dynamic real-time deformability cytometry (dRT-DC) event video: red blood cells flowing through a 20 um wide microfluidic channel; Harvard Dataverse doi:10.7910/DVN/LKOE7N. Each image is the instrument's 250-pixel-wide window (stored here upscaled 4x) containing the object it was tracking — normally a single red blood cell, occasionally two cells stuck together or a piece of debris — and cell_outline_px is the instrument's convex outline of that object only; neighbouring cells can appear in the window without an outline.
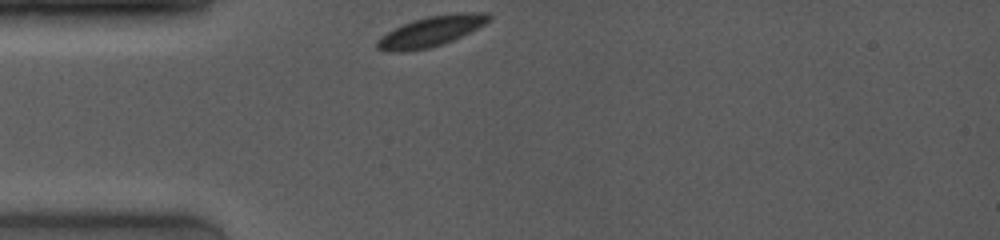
{"species": "common noctule bat (a hibernating species)", "species_latin": "Nyctalus noctula", "temperature_condition": "room temperature", "stored_images_in_passage": 24, "camera_frame_rate_fps": 4000, "um_per_image_px": 0.085, "animal": {"sex": "female", "body_mass_g": 19.0, "forearm_length_mm": 53.3}, "frame": {"image": 1, "passage_image": 1, "time_ms": 0.0, "image_size_px": [1000, 240], "cell_outline_px": [[492, 16], [484, 24], [452, 40], [428, 48], [400, 52], [388, 52], [376, 48], [376, 40], [388, 32], [412, 20], [428, 16], [464, 12], [488, 12]], "centroid_in_image_um": [36.61, 2.66], "position_along_channel_um": 48.4, "area_um2": 19.31}}
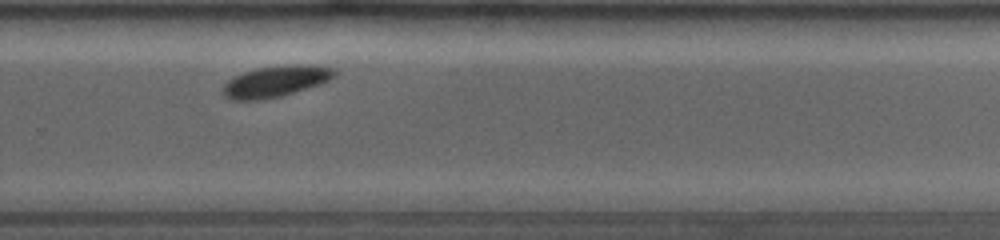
{"frame": {"image": 2, "passage_image": 18, "time_ms": 7.0, "image_size_px": [1000, 240], "cell_outline_px": [[336, 76], [320, 84], [280, 96], [260, 100], [232, 100], [224, 96], [224, 84], [228, 80], [244, 72], [256, 68], [288, 64], [312, 64], [332, 68], [336, 72]], "centroid_in_image_um": [23.45, 6.9], "position_along_channel_um": 306.4, "area_um2": 20.17}}
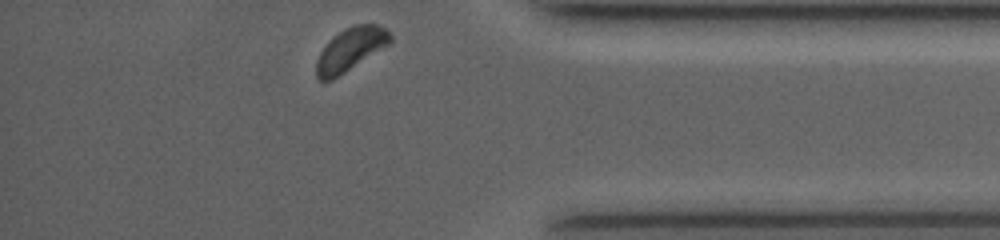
{"frame": {"image": 3, "passage_image": 24, "time_ms": 9.75, "image_size_px": [1000, 240], "cell_outline_px": [[392, 40], [388, 44], [332, 80], [320, 80], [316, 76], [316, 60], [320, 52], [328, 40], [332, 36], [344, 28], [356, 24], [376, 24], [384, 28], [392, 36]], "centroid_in_image_um": [29.75, 4.18], "position_along_channel_um": 405.5, "area_um2": 18.26}, "authors_computed_cell_mechanics": {"area_um2": 20.2589, "velocity_mm_per_s": 3.8756, "shape_relaxation_time_tau1_ms": 0.5963, "shape_relaxation_time_tau2_ms": null, "deformation_change_tau1": 0.0321, "deformation_change_tau2": null}}